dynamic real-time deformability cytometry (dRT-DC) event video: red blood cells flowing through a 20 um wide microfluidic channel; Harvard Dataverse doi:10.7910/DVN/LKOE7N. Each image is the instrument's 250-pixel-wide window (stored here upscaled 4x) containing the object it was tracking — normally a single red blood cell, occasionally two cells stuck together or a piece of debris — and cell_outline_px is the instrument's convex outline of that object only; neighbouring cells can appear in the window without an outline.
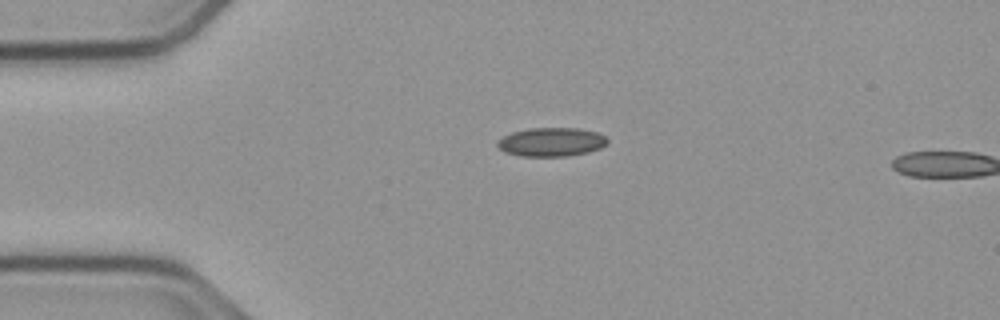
{"species": "common noctule bat (a hibernating species)", "species_latin": "Nyctalus noctula", "temperature_condition": "cold", "stored_images_in_passage": 3, "camera_frame_rate_fps": 3000, "um_per_image_px": 0.085, "animal": {"sex": "male", "body_mass_g": 23.1, "forearm_length_mm": 52.7}, "frame": {"image": 1, "passage_image": 1, "time_ms": 0.0, "image_size_px": [1000, 320], "cell_outline_px": [[608, 144], [600, 148], [588, 152], [568, 156], [520, 156], [504, 152], [496, 144], [504, 136], [512, 132], [528, 128], [576, 128], [596, 132], [604, 136], [608, 140]], "centroid_in_image_um": [46.87, 12.07], "position_along_channel_um": 38.1, "area_um2": 18.38}}